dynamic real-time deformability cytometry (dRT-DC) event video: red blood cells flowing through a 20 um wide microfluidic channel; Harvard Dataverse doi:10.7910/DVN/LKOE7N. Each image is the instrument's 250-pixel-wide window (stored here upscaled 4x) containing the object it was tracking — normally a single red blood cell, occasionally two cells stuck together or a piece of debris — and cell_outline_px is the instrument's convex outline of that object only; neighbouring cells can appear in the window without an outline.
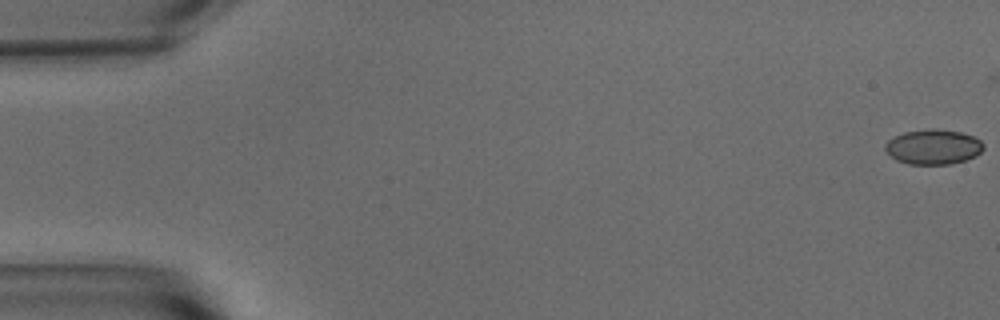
{"species": "common noctule bat (a hibernating species)", "species_latin": "Nyctalus noctula", "temperature_condition": "warm", "stored_images_in_passage": 55, "camera_frame_rate_fps": 3000, "um_per_image_px": 0.085, "animal": {"sex": "male", "body_mass_g": 15.6}, "frame": {"image": 1, "passage_image": 1, "time_ms": 0.0, "image_size_px": [1000, 320], "cell_outline_px": [[984, 148], [976, 156], [964, 160], [948, 164], [908, 164], [896, 160], [884, 148], [884, 144], [888, 140], [904, 132], [932, 128], [960, 132], [972, 136], [980, 140], [984, 144]], "centroid_in_image_um": [79.32, 12.48], "position_along_channel_um": 5.7, "area_um2": 19.88}}
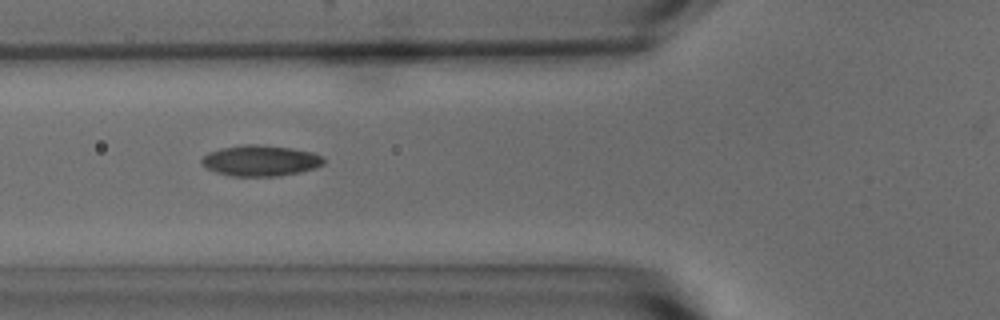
{"frame": {"image": 2, "passage_image": 21, "time_ms": 6.667, "image_size_px": [1000, 320], "cell_outline_px": [[324, 164], [316, 168], [300, 172], [280, 176], [232, 176], [216, 172], [204, 168], [200, 160], [208, 152], [220, 148], [244, 144], [252, 144], [292, 148], [312, 152], [324, 156]], "centroid_in_image_um": [22.14, 13.66], "position_along_channel_um": 103.7, "area_um2": 22.14}}
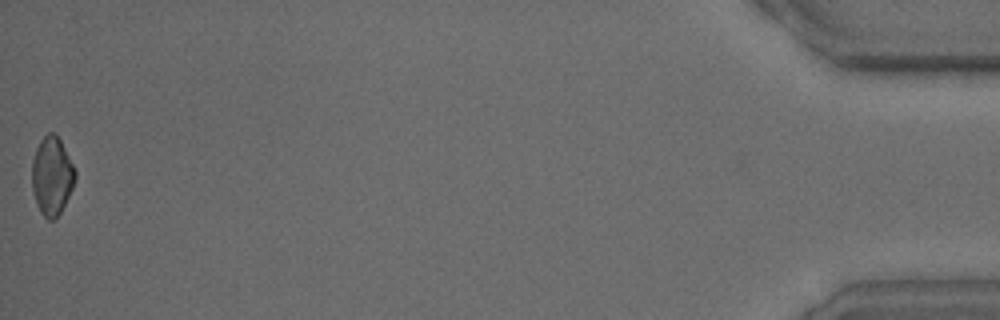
{"frame": {"image": 3, "passage_image": 55, "time_ms": 18.0, "image_size_px": [1000, 320], "cell_outline_px": [[76, 180], [60, 212], [52, 220], [48, 220], [40, 212], [36, 204], [32, 188], [32, 160], [36, 148], [40, 140], [48, 132], [56, 132], [76, 172]], "centroid_in_image_um": [4.39, 14.93], "position_along_channel_um": 430.8, "area_um2": 19.59}, "authors_computed_cell_mechanics": {"area_um2": 20.23, "velocity_mm_per_s": 3.7367, "shape_relaxation_time_tau1_ms": 4.3935, "shape_relaxation_time_tau2_ms": 3.5727, "deformation_change_tau1": 0.1556, "deformation_change_tau2": 0.0642}}